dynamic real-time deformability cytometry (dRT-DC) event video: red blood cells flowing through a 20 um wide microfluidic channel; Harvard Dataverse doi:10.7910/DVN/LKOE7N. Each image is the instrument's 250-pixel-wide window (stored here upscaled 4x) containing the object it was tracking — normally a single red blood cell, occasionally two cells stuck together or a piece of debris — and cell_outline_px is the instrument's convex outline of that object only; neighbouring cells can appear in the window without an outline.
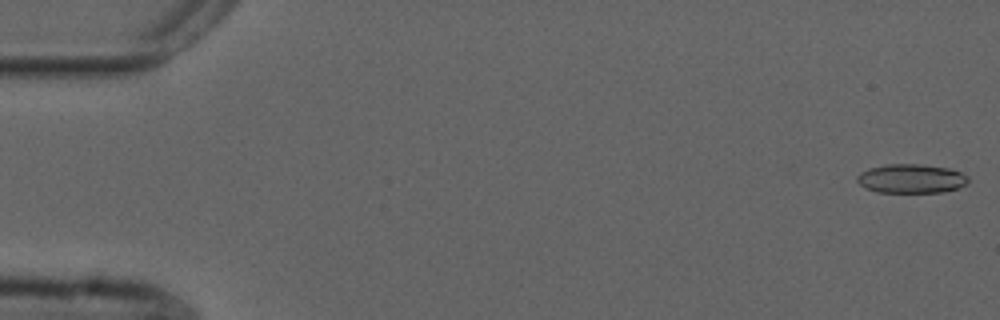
{"species": "common noctule bat (a hibernating species)", "species_latin": "Nyctalus noctula", "temperature_condition": "cold", "stored_images_in_passage": 54, "camera_frame_rate_fps": 3000, "um_per_image_px": 0.085, "animal": {"sex": "male", "forearm_length_mm": 52.5}, "frame": {"image": 1, "passage_image": 1, "time_ms": 0.0, "image_size_px": [1000, 320], "cell_outline_px": [[968, 184], [944, 192], [876, 192], [864, 188], [856, 180], [856, 176], [860, 172], [868, 168], [884, 164], [916, 164], [948, 168], [960, 172], [968, 176]], "centroid_in_image_um": [77.41, 15.18], "position_along_channel_um": 7.6, "area_um2": 18.9}}
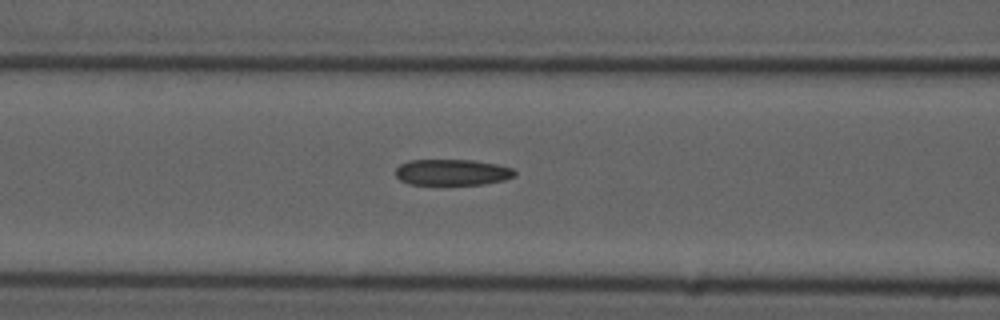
{"frame": {"image": 2, "passage_image": 22, "time_ms": 7.0, "image_size_px": [1000, 320], "cell_outline_px": [[516, 176], [504, 180], [484, 184], [408, 184], [400, 180], [396, 176], [396, 168], [400, 164], [408, 160], [476, 160], [500, 164], [512, 168], [516, 172]], "centroid_in_image_um": [38.46, 14.63], "position_along_channel_um": 128.1, "area_um2": 18.26}}
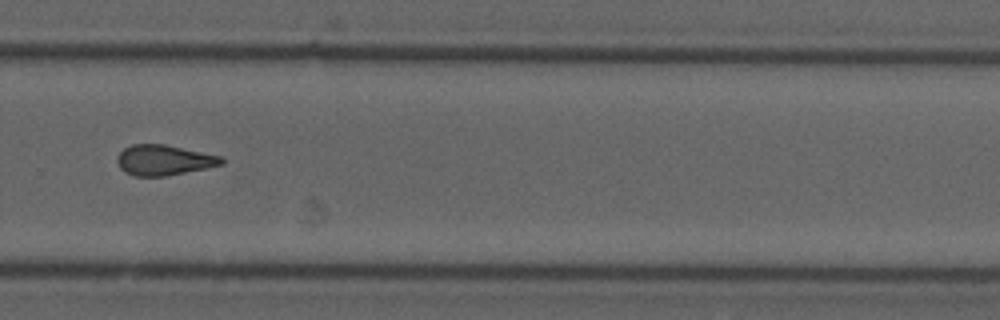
{"frame": {"image": 3, "passage_image": 37, "time_ms": 12.0, "image_size_px": [1000, 320], "cell_outline_px": [[224, 164], [208, 168], [164, 176], [132, 176], [124, 172], [120, 168], [116, 160], [120, 152], [124, 148], [132, 144], [164, 144], [220, 156], [224, 160]], "centroid_in_image_um": [13.91, 13.61], "position_along_channel_um": 315.9, "area_um2": 18.44}, "authors_computed_cell_mechanics": {"area_um2": 18.9006, "velocity_mm_per_s": 3.7602, "shape_relaxation_time_tau1_ms": null, "shape_relaxation_time_tau2_ms": 3.2098, "deformation_change_tau1": null, "deformation_change_tau2": 0.1291}}